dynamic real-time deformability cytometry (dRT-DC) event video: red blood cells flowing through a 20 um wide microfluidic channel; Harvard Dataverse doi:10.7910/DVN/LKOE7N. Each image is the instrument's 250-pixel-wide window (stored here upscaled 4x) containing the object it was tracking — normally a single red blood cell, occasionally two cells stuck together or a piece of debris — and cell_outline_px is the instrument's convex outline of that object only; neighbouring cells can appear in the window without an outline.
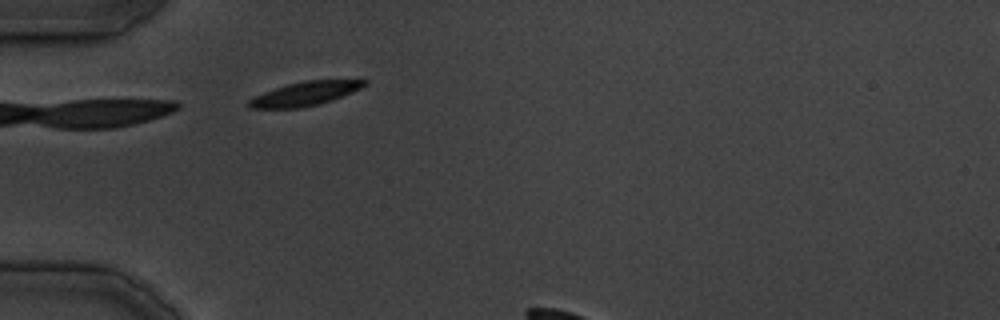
{"species": "common noctule bat (a hibernating species)", "species_latin": "Nyctalus noctula", "temperature_condition": "cold", "stored_images_in_passage": 5, "camera_frame_rate_fps": 3000, "um_per_image_px": 0.085, "animal": {"sex": "male", "body_mass_g": 19.5, "forearm_length_mm": 54.6}, "frame": {"image": 1, "passage_image": 2, "time_ms": 1.0, "image_size_px": [1000, 320], "cell_outline_px": [[368, 84], [352, 92], [320, 104], [300, 108], [248, 108], [248, 100], [264, 92], [288, 84], [308, 80], [368, 80]], "centroid_in_image_um": [25.93, 7.97], "position_along_channel_um": 59.1, "area_um2": 15.84}}